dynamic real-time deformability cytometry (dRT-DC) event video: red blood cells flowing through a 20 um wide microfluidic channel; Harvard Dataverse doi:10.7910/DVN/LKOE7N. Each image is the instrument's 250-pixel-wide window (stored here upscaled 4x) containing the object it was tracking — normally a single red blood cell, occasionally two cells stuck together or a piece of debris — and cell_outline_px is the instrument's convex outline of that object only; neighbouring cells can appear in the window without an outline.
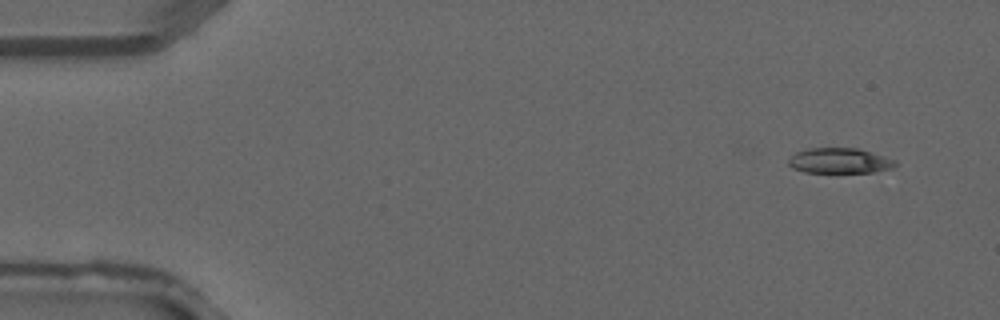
{"species": "common noctule bat (a hibernating species)", "species_latin": "Nyctalus noctula", "temperature_condition": "warm", "stored_images_in_passage": 3, "camera_frame_rate_fps": 3000, "um_per_image_px": 0.085, "animal": {"sex": "male", "forearm_length_mm": 52.5}, "frame": {"image": 1, "passage_image": 1, "time_ms": 0.0, "image_size_px": [1000, 320], "cell_outline_px": [[896, 164], [892, 168], [872, 172], [804, 172], [792, 168], [788, 164], [788, 160], [796, 152], [808, 148], [860, 148], [896, 160]], "centroid_in_image_um": [71.36, 13.65], "position_along_channel_um": 13.6, "area_um2": 15.72}}
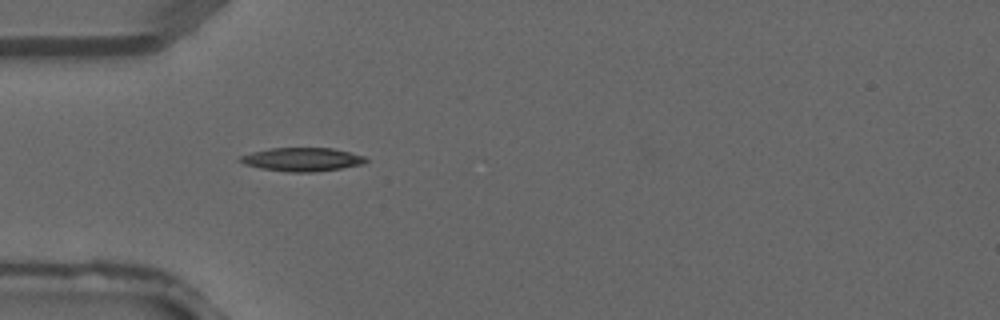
{"frame": {"image": 2, "passage_image": 3, "time_ms": 0.667, "image_size_px": [1000, 320], "cell_outline_px": [[368, 160], [360, 164], [340, 168], [312, 172], [288, 172], [260, 168], [244, 164], [236, 160], [240, 156], [252, 152], [272, 148], [332, 148], [364, 156]], "centroid_in_image_um": [25.61, 13.55], "position_along_channel_um": 59.4, "area_um2": 17.05}}